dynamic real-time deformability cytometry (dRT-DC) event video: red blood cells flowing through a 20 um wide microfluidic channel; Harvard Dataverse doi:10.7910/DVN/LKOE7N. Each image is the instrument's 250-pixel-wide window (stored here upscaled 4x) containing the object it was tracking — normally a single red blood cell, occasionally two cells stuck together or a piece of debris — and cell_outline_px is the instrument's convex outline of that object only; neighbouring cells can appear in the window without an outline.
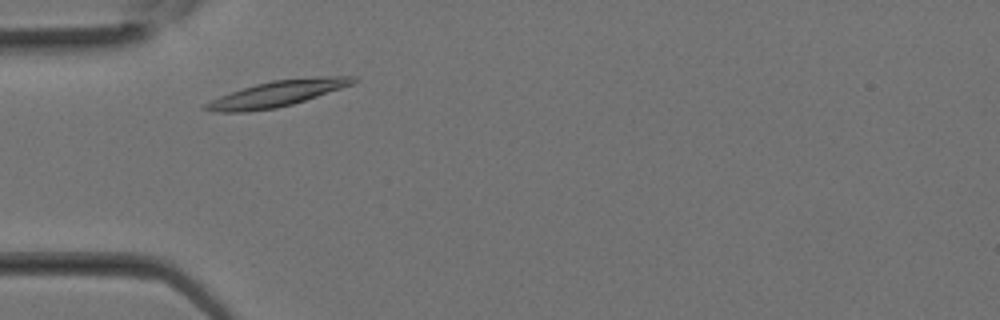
{"species": "Egyptian fruit bat (a non-hibernating species)", "species_latin": "Rousettus aegyptiacus", "temperature_condition": "room temperature", "stored_images_in_passage": 24, "camera_frame_rate_fps": 3000, "um_per_image_px": 0.085, "animal": {"sex": "female"}, "frame": {"image": 1, "passage_image": 3, "time_ms": 0.667, "image_size_px": [1000, 320], "cell_outline_px": [[360, 80], [352, 84], [292, 104], [276, 108], [248, 112], [216, 112], [200, 108], [204, 104], [220, 96], [256, 84], [272, 80], [316, 76], [356, 76]], "centroid_in_image_um": [23.57, 7.95], "position_along_channel_um": 61.4, "area_um2": 22.08}}
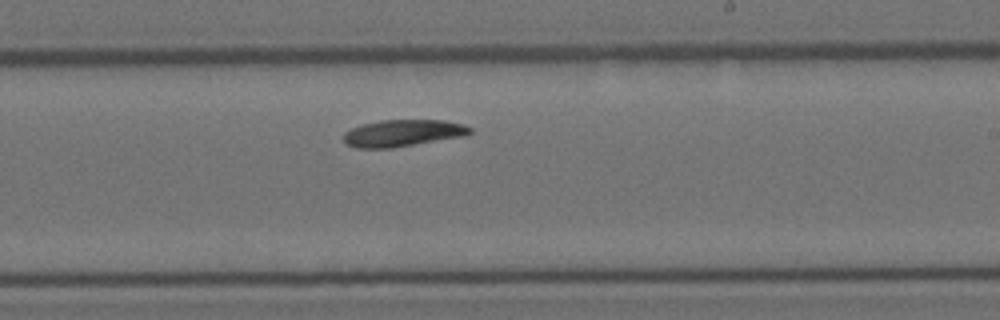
{"frame": {"image": 2, "passage_image": 12, "time_ms": 3.667, "image_size_px": [1000, 320], "cell_outline_px": [[472, 132], [464, 136], [392, 148], [356, 148], [348, 144], [344, 140], [344, 132], [352, 128], [364, 124], [380, 120], [444, 120], [464, 124], [472, 128]], "centroid_in_image_um": [34.26, 11.31], "position_along_channel_um": 254.7, "area_um2": 19.71}}
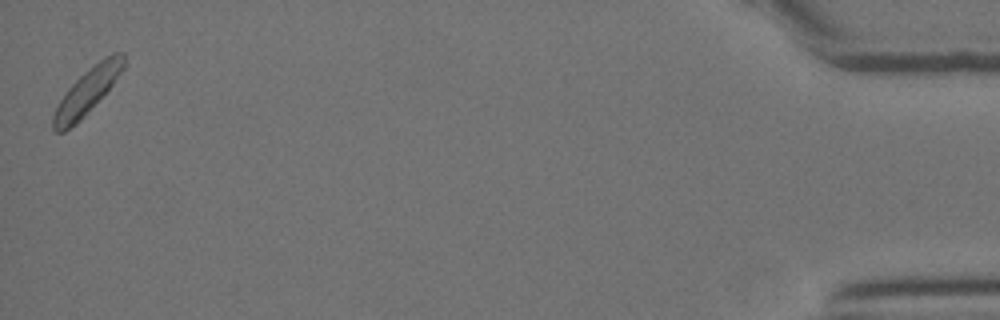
{"frame": {"image": 3, "passage_image": 24, "time_ms": 7.667, "image_size_px": [1000, 320], "cell_outline_px": [[124, 68], [112, 84], [80, 120], [76, 124], [64, 132], [56, 132], [52, 128], [52, 116], [60, 100], [68, 88], [88, 68], [112, 52], [124, 52]], "centroid_in_image_um": [7.39, 7.76], "position_along_channel_um": 427.8, "area_um2": 18.32}}